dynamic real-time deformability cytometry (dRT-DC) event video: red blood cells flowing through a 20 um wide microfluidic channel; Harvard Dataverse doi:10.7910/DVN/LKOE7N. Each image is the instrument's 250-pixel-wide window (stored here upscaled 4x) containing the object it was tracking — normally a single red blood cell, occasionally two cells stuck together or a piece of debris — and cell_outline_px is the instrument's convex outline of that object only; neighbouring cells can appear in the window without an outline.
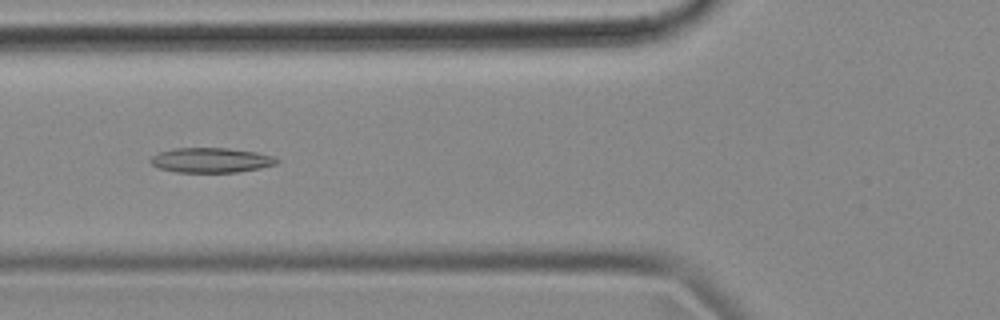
{"species": "common noctule bat (a hibernating species)", "species_latin": "Nyctalus noctula", "temperature_condition": "cold", "stored_images_in_passage": 54, "camera_frame_rate_fps": 3000, "um_per_image_px": 0.085, "animal": {"sex": "female", "body_mass_g": 18.4}, "frame": {"image": 1, "passage_image": 20, "time_ms": 6.333, "image_size_px": [1000, 320], "cell_outline_px": [[280, 160], [276, 164], [260, 168], [236, 172], [176, 172], [156, 168], [148, 160], [152, 156], [160, 152], [172, 148], [228, 148], [256, 152], [272, 156]], "centroid_in_image_um": [17.9, 13.61], "position_along_channel_um": 107.9, "area_um2": 18.32}}
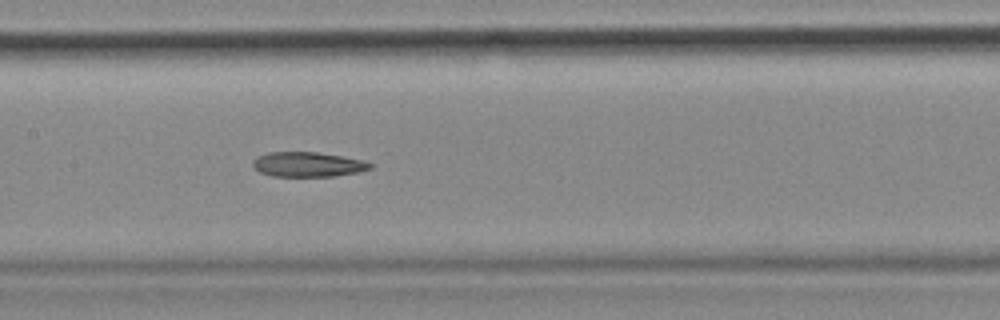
{"frame": {"image": 2, "passage_image": 26, "time_ms": 8.333, "image_size_px": [1000, 320], "cell_outline_px": [[372, 168], [360, 172], [336, 176], [272, 176], [260, 172], [252, 164], [252, 160], [256, 156], [268, 152], [316, 152], [364, 160], [372, 164]], "centroid_in_image_um": [26.16, 13.97], "position_along_channel_um": 181.2, "area_um2": 16.99}}
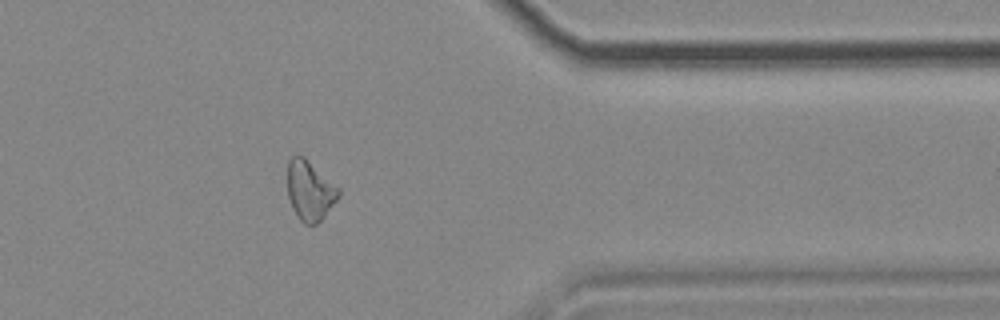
{"frame": {"image": 3, "passage_image": 44, "time_ms": 14.333, "image_size_px": [1000, 320], "cell_outline_px": [[340, 196], [324, 216], [316, 224], [304, 224], [300, 220], [292, 208], [288, 196], [288, 160], [292, 156], [304, 156], [340, 188]], "centroid_in_image_um": [26.34, 16.19], "position_along_channel_um": 385.1, "area_um2": 17.74}}